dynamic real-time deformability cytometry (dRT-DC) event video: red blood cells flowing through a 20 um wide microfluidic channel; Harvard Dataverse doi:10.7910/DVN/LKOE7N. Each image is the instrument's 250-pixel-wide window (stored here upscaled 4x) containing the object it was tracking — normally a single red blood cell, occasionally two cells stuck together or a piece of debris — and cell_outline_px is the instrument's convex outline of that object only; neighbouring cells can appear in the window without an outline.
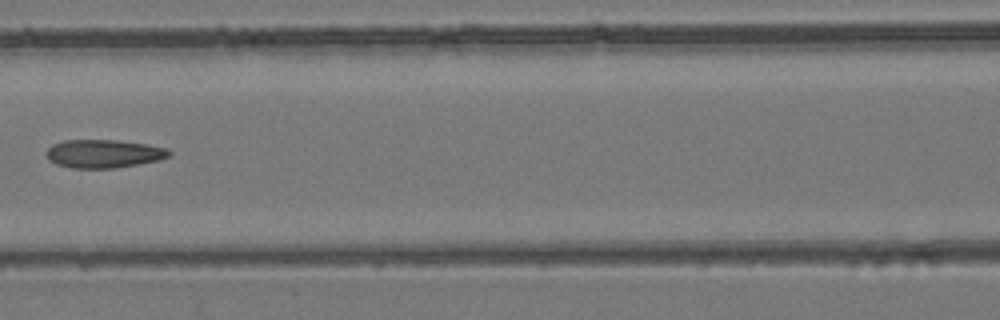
{"species": "common noctule bat (a hibernating species)", "species_latin": "Nyctalus noctula", "temperature_condition": "room temperature", "stored_images_in_passage": 8, "camera_frame_rate_fps": 3000, "um_per_image_px": 0.085, "animal": {"sex": "female", "body_mass_g": 24.6, "forearm_length_mm": 56.2}, "frame": {"image": 1, "passage_image": 7, "time_ms": 7.667, "image_size_px": [1000, 320], "cell_outline_px": [[172, 152], [168, 156], [156, 160], [116, 168], [72, 168], [56, 164], [48, 156], [48, 148], [52, 144], [64, 140], [116, 140], [144, 144], [164, 148]], "centroid_in_image_um": [8.78, 13.06], "position_along_channel_um": 157.8, "area_um2": 19.77}}
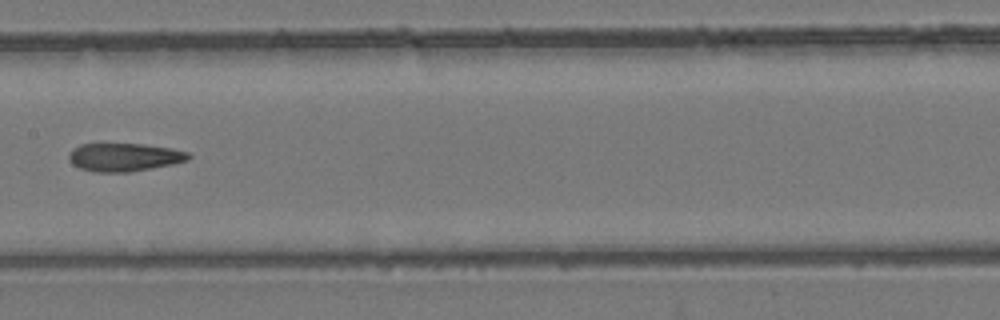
{"frame": {"image": 2, "passage_image": 8, "time_ms": 8.667, "image_size_px": [1000, 320], "cell_outline_px": [[192, 156], [188, 160], [172, 164], [128, 172], [96, 172], [80, 168], [72, 164], [68, 156], [68, 152], [72, 148], [80, 144], [140, 144], [172, 148], [188, 152]], "centroid_in_image_um": [10.54, 13.35], "position_along_channel_um": 196.9, "area_um2": 19.59}}